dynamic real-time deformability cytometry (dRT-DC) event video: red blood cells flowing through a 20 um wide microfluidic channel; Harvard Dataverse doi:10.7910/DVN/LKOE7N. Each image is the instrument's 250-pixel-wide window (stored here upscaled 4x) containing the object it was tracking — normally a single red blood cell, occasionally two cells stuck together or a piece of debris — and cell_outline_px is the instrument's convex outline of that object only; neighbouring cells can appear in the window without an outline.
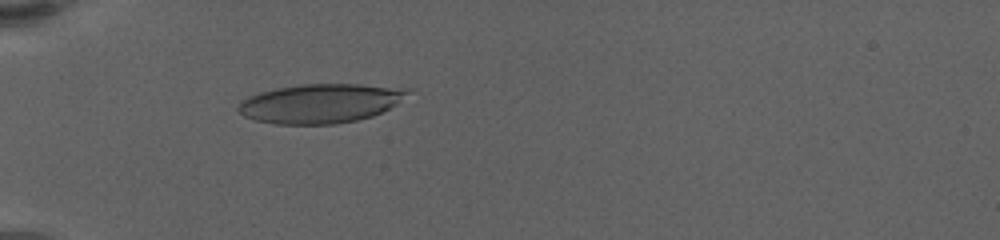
{"species": "human", "species_latin": "Homo sapiens", "temperature_condition": "warm", "stored_images_in_passage": 48, "camera_frame_rate_fps": 3000, "um_per_image_px": 0.085, "donor": {"sex": "female"}, "frame": {"image": 1, "passage_image": 7, "time_ms": 2.0, "image_size_px": [1000, 240], "cell_outline_px": [[408, 92], [388, 108], [372, 116], [356, 120], [336, 124], [276, 124], [256, 120], [244, 116], [236, 108], [244, 100], [260, 92], [276, 88], [300, 84], [360, 84], [408, 88]], "centroid_in_image_um": [27.19, 8.79], "position_along_channel_um": 57.8, "area_um2": 38.09}}
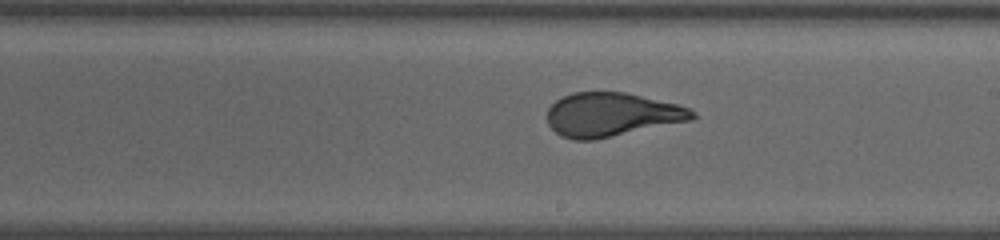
{"frame": {"image": 2, "passage_image": 24, "time_ms": 7.667, "image_size_px": [1000, 240], "cell_outline_px": [[696, 116], [692, 120], [592, 140], [572, 140], [560, 136], [548, 124], [548, 108], [556, 100], [572, 92], [624, 92], [676, 104], [688, 108], [696, 112]], "centroid_in_image_um": [51.96, 9.74], "position_along_channel_um": 237.0, "area_um2": 36.76}}
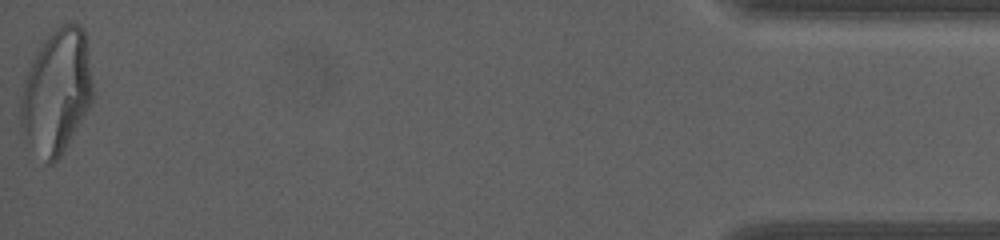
{"frame": {"image": 3, "passage_image": 48, "time_ms": 15.667, "image_size_px": [1000, 240], "cell_outline_px": [[92, 100], [88, 108], [60, 156], [52, 164], [48, 164], [20, 132], [20, 96], [28, 72], [44, 40], [56, 24], [80, 24], [84, 28], [92, 84]], "centroid_in_image_um": [4.8, 7.77], "position_along_channel_um": 430.4, "area_um2": 51.38}, "authors_computed_cell_mechanics": {"area_um2": 38.0324, "velocity_mm_per_s": 3.435, "shape_relaxation_time_tau1_ms": 6.8139, "shape_relaxation_time_tau2_ms": null, "deformation_change_tau1": 0.2456, "deformation_change_tau2": null}}